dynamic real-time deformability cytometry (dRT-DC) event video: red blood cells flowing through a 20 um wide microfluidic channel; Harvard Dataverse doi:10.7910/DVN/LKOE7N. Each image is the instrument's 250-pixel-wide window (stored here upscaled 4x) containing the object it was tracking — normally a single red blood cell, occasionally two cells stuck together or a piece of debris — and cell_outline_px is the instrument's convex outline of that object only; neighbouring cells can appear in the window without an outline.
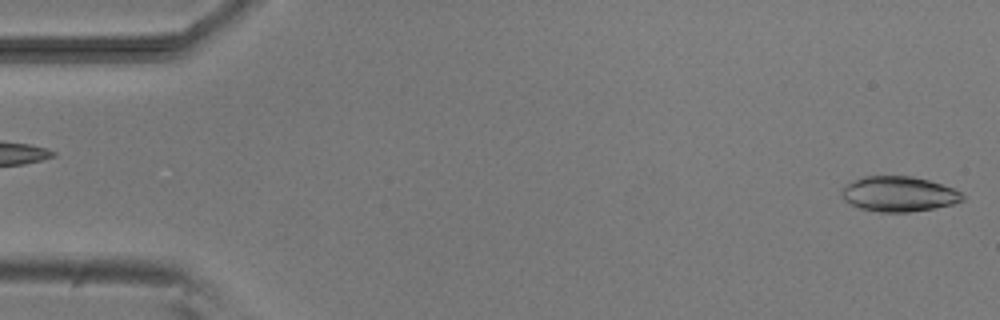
{"species": "common noctule bat (a hibernating species)", "species_latin": "Nyctalus noctula", "temperature_condition": "room temperature", "stored_images_in_passage": 6, "segment_of_instrument_passage": [2, 2], "camera_frame_rate_fps": 3000, "um_per_image_px": 0.085, "animal": {"sex": "male", "body_mass_g": 20.5, "forearm_length_mm": 52.5}, "frame": {"image": 1, "passage_image": 6, "time_ms": 5.667, "image_size_px": [1000, 320], "cell_outline_px": [[964, 200], [952, 204], [936, 208], [908, 212], [880, 212], [860, 208], [848, 204], [844, 200], [840, 192], [848, 184], [864, 176], [912, 176], [928, 180], [952, 188], [960, 192], [964, 196]], "centroid_in_image_um": [76.39, 16.5], "position_along_channel_um": 8.6, "area_um2": 24.62}}